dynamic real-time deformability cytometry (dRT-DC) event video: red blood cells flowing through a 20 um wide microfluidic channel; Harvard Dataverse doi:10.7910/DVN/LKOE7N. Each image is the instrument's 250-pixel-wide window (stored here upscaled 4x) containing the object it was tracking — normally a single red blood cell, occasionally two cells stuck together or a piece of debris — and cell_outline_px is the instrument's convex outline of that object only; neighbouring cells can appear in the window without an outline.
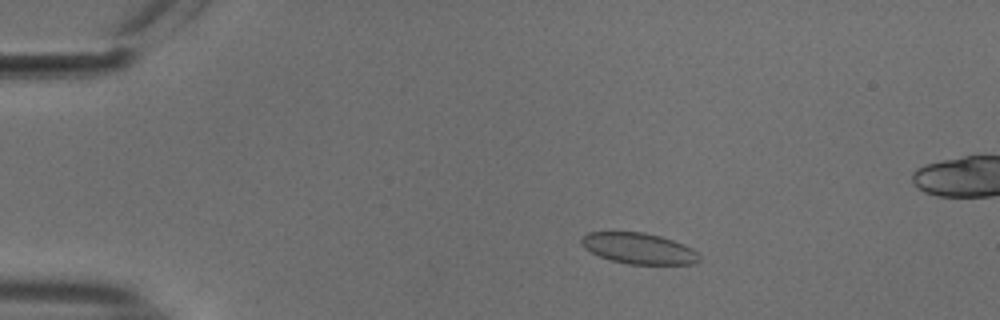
{"species": "common noctule bat (a hibernating species)", "species_latin": "Nyctalus noctula", "temperature_condition": "cold", "stored_images_in_passage": 55, "camera_frame_rate_fps": 3000, "um_per_image_px": 0.085, "animal": {"sex": "male", "body_mass_g": 18.8}, "frame": {"image": 1, "passage_image": 10, "time_ms": 3.0, "image_size_px": [1000, 320], "cell_outline_px": [[700, 260], [696, 264], [628, 264], [612, 260], [600, 256], [584, 248], [580, 240], [588, 232], [644, 232], [660, 236], [684, 244], [692, 248], [700, 256]], "centroid_in_image_um": [54.32, 21.12], "position_along_channel_um": 30.7, "area_um2": 21.15}}
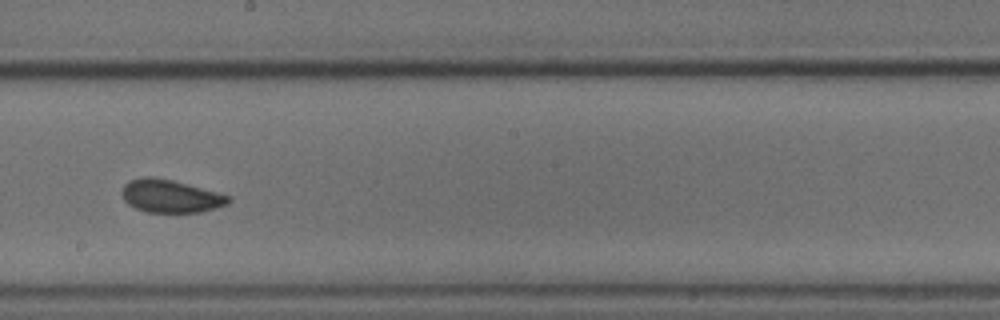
{"frame": {"image": 2, "passage_image": 31, "time_ms": 10.0, "image_size_px": [1000, 320], "cell_outline_px": [[232, 200], [228, 204], [216, 208], [200, 212], [148, 212], [136, 208], [128, 204], [124, 200], [120, 192], [124, 184], [128, 180], [140, 176], [152, 176], [172, 180], [232, 196]], "centroid_in_image_um": [14.47, 16.66], "position_along_channel_um": 233.7, "area_um2": 20.63}}
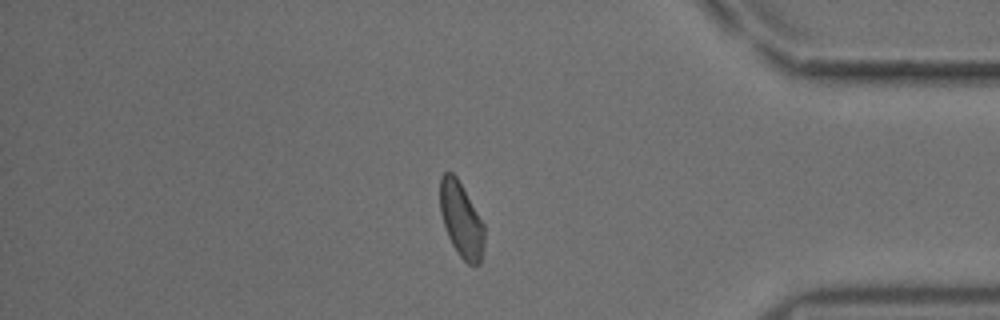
{"frame": {"image": 3, "passage_image": 46, "time_ms": 15.0, "image_size_px": [1000, 320], "cell_outline_px": [[484, 248], [480, 264], [476, 268], [472, 268], [456, 252], [448, 236], [440, 212], [440, 176], [444, 172], [452, 172], [456, 176], [484, 224]], "centroid_in_image_um": [39.22, 18.74], "position_along_channel_um": 396.0, "area_um2": 19.48}, "authors_computed_cell_mechanics": {"area_um2": 20.3456, "velocity_mm_per_s": 3.7369, "shape_relaxation_time_tau1_ms": 3.1612, "shape_relaxation_time_tau2_ms": 1.3896, "deformation_change_tau1": 0.0744, "deformation_change_tau2": 0.0468}}